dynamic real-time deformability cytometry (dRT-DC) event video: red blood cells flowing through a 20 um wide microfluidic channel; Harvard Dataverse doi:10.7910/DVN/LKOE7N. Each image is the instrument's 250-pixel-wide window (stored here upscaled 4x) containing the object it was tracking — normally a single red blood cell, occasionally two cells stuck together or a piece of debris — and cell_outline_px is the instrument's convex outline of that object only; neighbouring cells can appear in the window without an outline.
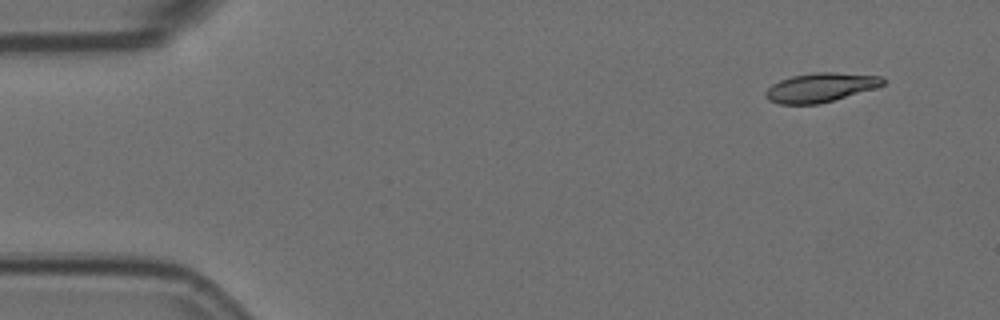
{"species": "Egyptian fruit bat (a non-hibernating species)", "species_latin": "Rousettus aegyptiacus", "temperature_condition": "room temperature", "stored_images_in_passage": 4, "camera_frame_rate_fps": 3000, "um_per_image_px": 0.085, "animal": {"sex": "female"}, "frame": {"image": 1, "passage_image": 1, "time_ms": 0.0, "image_size_px": [1000, 320], "cell_outline_px": [[884, 84], [876, 88], [820, 104], [780, 104], [768, 100], [764, 96], [764, 92], [772, 84], [780, 80], [792, 76], [816, 72], [832, 72], [880, 76], [884, 80]], "centroid_in_image_um": [69.71, 7.44], "position_along_channel_um": 15.3, "area_um2": 19.88}}
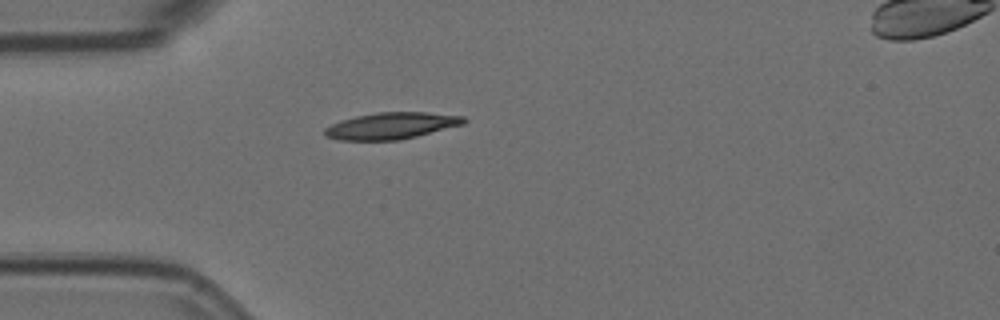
{"frame": {"image": 2, "passage_image": 4, "time_ms": 1.0, "image_size_px": [1000, 320], "cell_outline_px": [[468, 120], [464, 124], [400, 140], [336, 140], [324, 136], [324, 128], [340, 120], [356, 116], [376, 112], [424, 112], [464, 116]], "centroid_in_image_um": [33.24, 10.69], "position_along_channel_um": 51.8, "area_um2": 21.62}}